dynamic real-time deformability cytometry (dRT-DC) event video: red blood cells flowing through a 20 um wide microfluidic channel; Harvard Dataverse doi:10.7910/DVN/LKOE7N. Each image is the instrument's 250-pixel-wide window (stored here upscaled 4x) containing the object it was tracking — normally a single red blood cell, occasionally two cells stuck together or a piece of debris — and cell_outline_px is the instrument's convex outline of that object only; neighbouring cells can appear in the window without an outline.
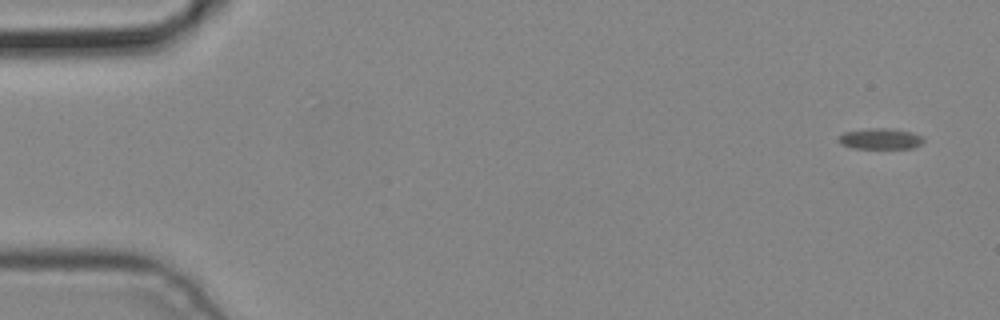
{"species": "common noctule bat (a hibernating species)", "species_latin": "Nyctalus noctula", "temperature_condition": "cold", "stored_images_in_passage": 5, "camera_frame_rate_fps": 3000, "um_per_image_px": 0.085, "animal": {"sex": "male", "body_mass_g": 19.2, "forearm_length_mm": 51.8}, "frame": {"image": 1, "passage_image": 1, "time_ms": 0.0, "image_size_px": [1000, 320], "cell_outline_px": [[924, 140], [920, 144], [912, 148], [852, 148], [840, 144], [836, 140], [844, 132], [868, 128], [888, 128], [912, 132], [920, 136]], "centroid_in_image_um": [74.78, 11.79], "position_along_channel_um": 10.2, "area_um2": 10.29}}
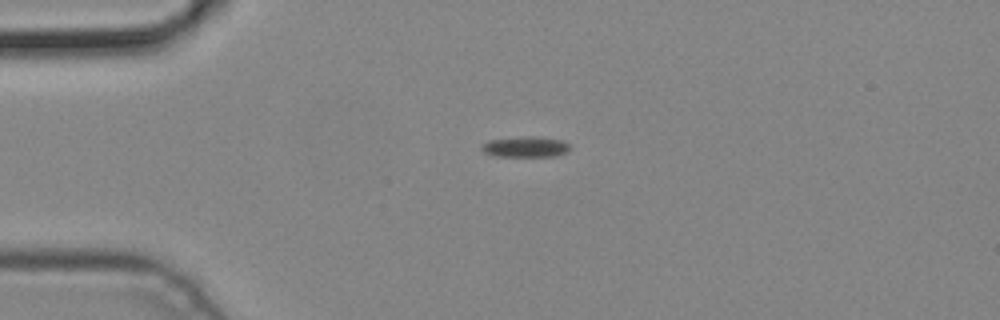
{"frame": {"image": 2, "passage_image": 4, "time_ms": 1.0, "image_size_px": [1000, 320], "cell_outline_px": [[568, 152], [556, 156], [496, 156], [484, 152], [480, 148], [488, 140], [528, 136], [532, 136], [560, 140], [568, 144]], "centroid_in_image_um": [44.65, 12.49], "position_along_channel_um": 40.3, "area_um2": 10.4}}